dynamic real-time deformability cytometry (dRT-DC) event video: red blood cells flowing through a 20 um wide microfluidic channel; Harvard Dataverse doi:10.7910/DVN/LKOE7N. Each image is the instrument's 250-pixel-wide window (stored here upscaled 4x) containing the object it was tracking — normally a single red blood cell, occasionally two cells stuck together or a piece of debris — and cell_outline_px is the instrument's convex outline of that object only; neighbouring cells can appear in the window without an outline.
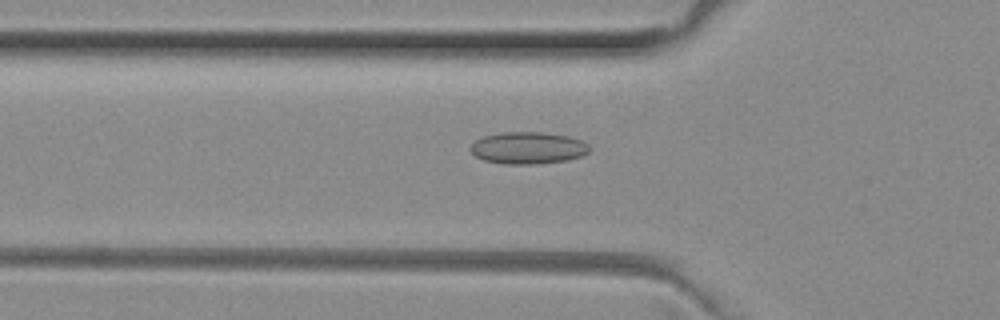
{"species": "common noctule bat (a hibernating species)", "species_latin": "Nyctalus noctula", "temperature_condition": "room temperature", "stored_images_in_passage": 37, "camera_frame_rate_fps": 3000, "um_per_image_px": 0.085, "animal": {"sex": "female", "body_mass_g": 29.2, "forearm_length_mm": 56.3}, "frame": {"image": 1, "passage_image": 8, "time_ms": 2.333, "image_size_px": [1000, 320], "cell_outline_px": [[592, 148], [588, 152], [580, 156], [568, 160], [536, 164], [504, 164], [484, 160], [476, 156], [468, 148], [476, 140], [484, 136], [504, 132], [540, 132], [568, 136], [580, 140], [588, 144]], "centroid_in_image_um": [44.88, 12.58], "position_along_channel_um": 80.9, "area_um2": 22.14}}
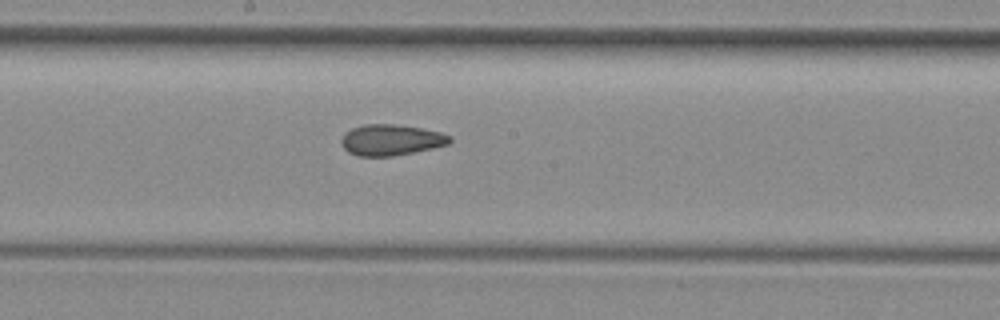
{"frame": {"image": 2, "passage_image": 18, "time_ms": 5.667, "image_size_px": [1000, 320], "cell_outline_px": [[452, 140], [448, 144], [432, 148], [392, 156], [356, 156], [348, 152], [340, 144], [340, 140], [352, 128], [364, 124], [392, 124], [420, 128], [440, 132], [452, 136]], "centroid_in_image_um": [33.23, 11.9], "position_along_channel_um": 215.0, "area_um2": 19.42}}
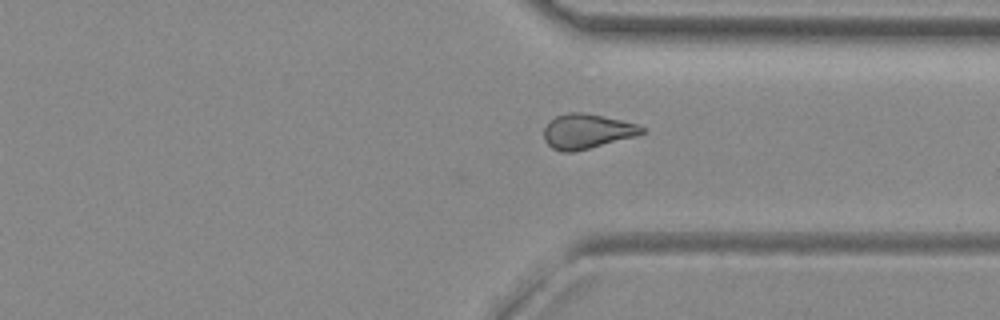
{"frame": {"image": 3, "passage_image": 29, "time_ms": 9.333, "image_size_px": [1000, 320], "cell_outline_px": [[644, 132], [636, 136], [572, 152], [564, 152], [552, 148], [544, 140], [544, 128], [556, 116], [568, 112], [584, 112], [620, 120], [636, 124], [644, 128]], "centroid_in_image_um": [49.87, 11.16], "position_along_channel_um": 361.5, "area_um2": 19.48}, "authors_computed_cell_mechanics": {"area_um2": 19.5364, "velocity_mm_per_s": 4.0032, "shape_relaxation_time_tau1_ms": null, "shape_relaxation_time_tau2_ms": 2.9467, "deformation_change_tau1": null, "deformation_change_tau2": 0.0959}}